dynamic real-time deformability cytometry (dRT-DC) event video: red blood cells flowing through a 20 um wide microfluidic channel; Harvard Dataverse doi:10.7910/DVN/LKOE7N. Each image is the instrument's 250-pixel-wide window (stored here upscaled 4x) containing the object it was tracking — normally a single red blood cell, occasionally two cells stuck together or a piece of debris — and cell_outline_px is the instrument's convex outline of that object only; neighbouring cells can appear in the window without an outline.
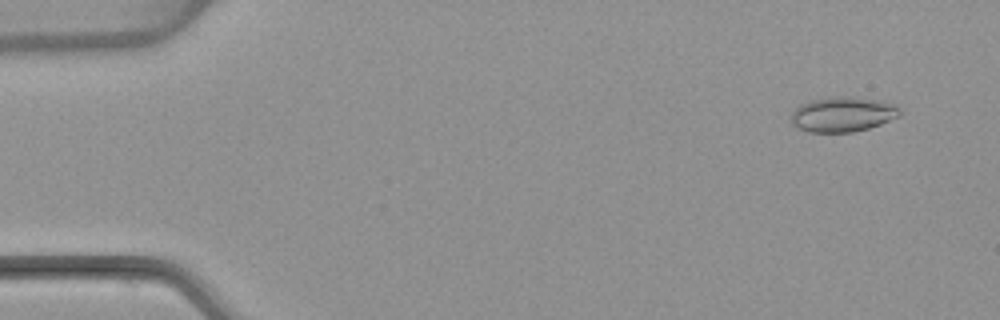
{"species": "common noctule bat (a hibernating species)", "species_latin": "Nyctalus noctula", "temperature_condition": "warm", "stored_images_in_passage": 5, "camera_frame_rate_fps": 3000, "um_per_image_px": 0.085, "animal": {"sex": "female", "body_mass_g": 22.7, "forearm_length_mm": 54.2}, "frame": {"image": 1, "passage_image": 2, "time_ms": 1.0, "image_size_px": [1000, 320], "cell_outline_px": [[900, 116], [880, 124], [868, 128], [852, 132], [808, 132], [796, 128], [792, 124], [792, 112], [800, 104], [808, 100], [836, 96], [848, 96], [884, 100], [900, 108]], "centroid_in_image_um": [71.62, 9.7], "position_along_channel_um": 13.4, "area_um2": 22.37}}